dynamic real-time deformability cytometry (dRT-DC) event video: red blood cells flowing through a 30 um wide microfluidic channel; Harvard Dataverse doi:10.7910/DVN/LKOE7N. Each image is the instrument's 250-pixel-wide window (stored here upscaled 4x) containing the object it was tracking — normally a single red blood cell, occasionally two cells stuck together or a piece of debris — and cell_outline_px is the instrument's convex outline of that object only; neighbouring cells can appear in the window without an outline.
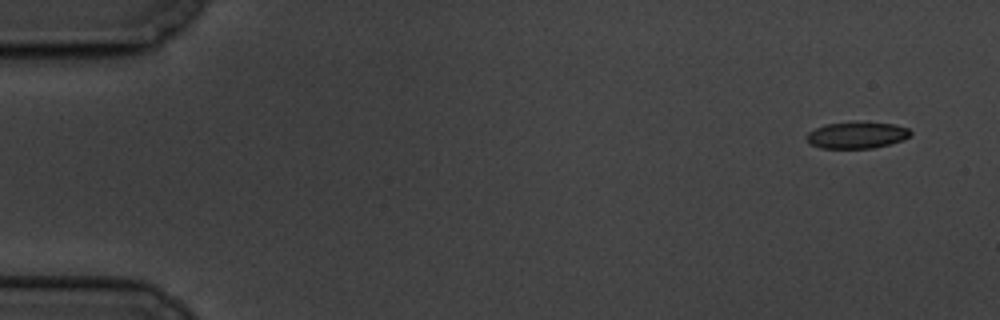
{"species": "common noctule bat (a hibernating species)", "species_latin": "Nyctalus noctula", "temperature_condition": "cold", "stored_images_in_passage": 6, "segment_of_instrument_passage": [1, 2], "camera_frame_rate_fps": 3000, "um_per_image_px": 0.085, "animal": {"sex": "male", "body_mass_g": 19.5, "forearm_length_mm": 54.6}, "frame": {"image": 1, "passage_image": 1, "time_ms": 0.0, "image_size_px": [1000, 320], "cell_outline_px": [[912, 132], [904, 140], [872, 148], [820, 148], [812, 144], [808, 140], [808, 132], [816, 128], [828, 124], [892, 124], [908, 128]], "centroid_in_image_um": [72.85, 11.52], "position_along_channel_um": 12.2, "area_um2": 15.2}}
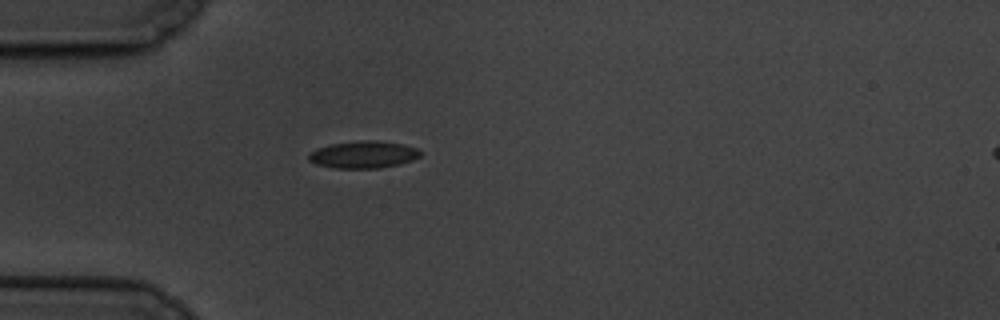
{"frame": {"image": 2, "passage_image": 5, "time_ms": 4.667, "image_size_px": [1000, 320], "cell_outline_px": [[420, 156], [412, 160], [400, 164], [380, 168], [336, 168], [316, 164], [308, 160], [308, 156], [316, 148], [332, 144], [364, 140], [376, 140], [404, 144], [416, 148], [420, 152]], "centroid_in_image_um": [30.9, 13.14], "position_along_channel_um": 54.1, "area_um2": 17.57}}